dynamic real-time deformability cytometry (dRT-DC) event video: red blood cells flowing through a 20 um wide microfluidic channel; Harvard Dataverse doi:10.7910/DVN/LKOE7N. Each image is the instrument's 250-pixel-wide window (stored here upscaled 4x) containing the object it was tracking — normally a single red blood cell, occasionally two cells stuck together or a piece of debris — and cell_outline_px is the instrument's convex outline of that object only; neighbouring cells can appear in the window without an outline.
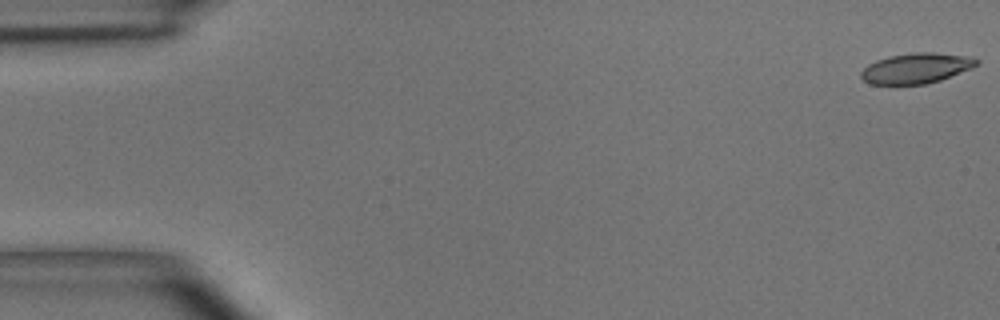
{"species": "common noctule bat (a hibernating species)", "species_latin": "Nyctalus noctula", "temperature_condition": "room temperature", "stored_images_in_passage": 5, "segment_of_instrument_passage": [2, 2], "camera_frame_rate_fps": 3000, "um_per_image_px": 0.085, "animal": {"sex": "male", "body_mass_g": 15.6}, "frame": {"image": 1, "passage_image": 5, "time_ms": 5.667, "image_size_px": [1000, 320], "cell_outline_px": [[980, 64], [972, 68], [940, 80], [924, 84], [872, 84], [864, 80], [860, 76], [860, 72], [868, 64], [876, 60], [888, 56], [912, 52], [932, 52], [972, 56], [980, 60]], "centroid_in_image_um": [77.91, 5.78], "position_along_channel_um": 7.1, "area_um2": 20.58}}